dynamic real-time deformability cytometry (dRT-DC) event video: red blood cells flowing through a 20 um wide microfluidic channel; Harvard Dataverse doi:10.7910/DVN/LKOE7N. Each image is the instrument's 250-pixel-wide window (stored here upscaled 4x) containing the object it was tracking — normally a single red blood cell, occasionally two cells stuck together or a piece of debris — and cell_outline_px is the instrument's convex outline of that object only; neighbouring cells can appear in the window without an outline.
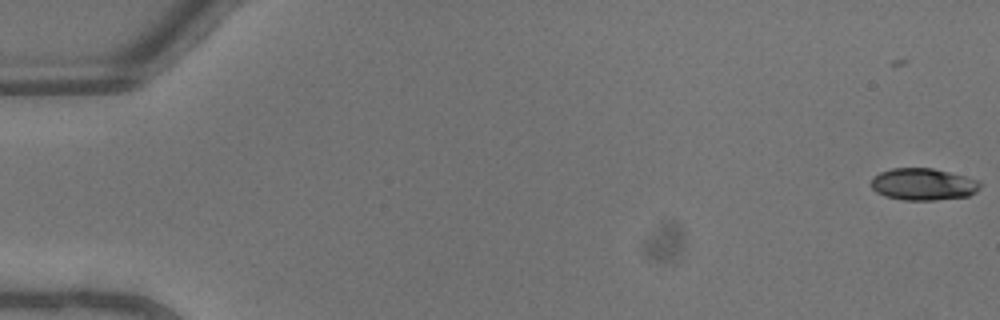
{"species": "common noctule bat (a hibernating species)", "species_latin": "Nyctalus noctula", "temperature_condition": "warm", "stored_images_in_passage": 46, "camera_frame_rate_fps": 3000, "um_per_image_px": 0.085, "animal": {"sex": "male", "body_mass_g": 13.3}, "frame": {"image": 1, "passage_image": 1, "time_ms": 0.0, "image_size_px": [1000, 320], "cell_outline_px": [[980, 188], [976, 192], [968, 196], [936, 200], [904, 200], [884, 196], [876, 192], [872, 188], [872, 176], [880, 172], [892, 168], [932, 168], [980, 180]], "centroid_in_image_um": [78.47, 15.66], "position_along_channel_um": 6.5, "area_um2": 20.35}}
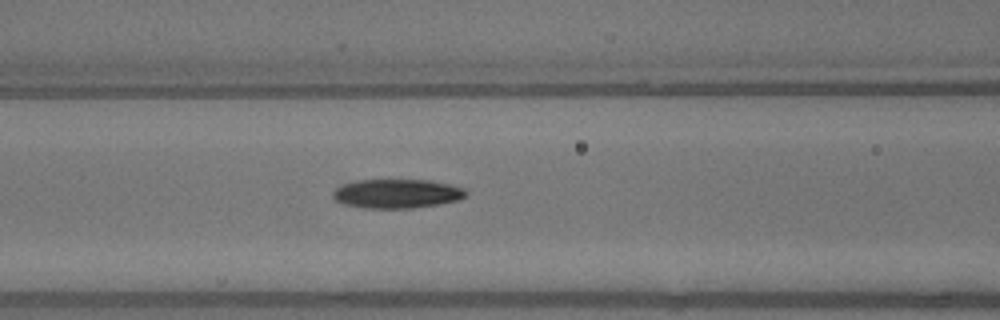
{"frame": {"image": 2, "passage_image": 20, "time_ms": 6.333, "image_size_px": [1000, 320], "cell_outline_px": [[468, 196], [460, 200], [440, 204], [412, 208], [364, 208], [344, 204], [336, 200], [332, 196], [332, 192], [340, 184], [356, 180], [428, 180], [448, 184], [464, 188], [468, 192]], "centroid_in_image_um": [33.75, 16.46], "position_along_channel_um": 132.9, "area_um2": 22.77}}
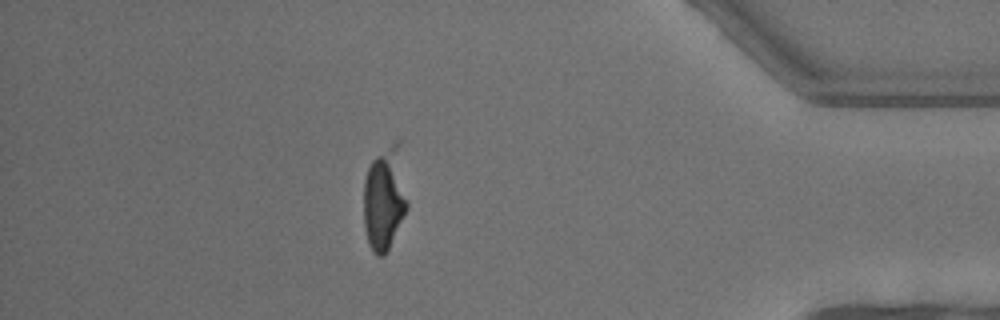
{"frame": {"image": 3, "passage_image": 40, "time_ms": 13.0, "image_size_px": [1000, 320], "cell_outline_px": [[408, 208], [384, 256], [376, 256], [372, 252], [368, 244], [364, 228], [364, 180], [368, 168], [372, 160], [376, 156], [400, 136], [408, 200]], "centroid_in_image_um": [32.71, 16.81], "position_along_channel_um": 402.5, "area_um2": 26.99}, "authors_computed_cell_mechanics": {"area_um2": 22.4553, "velocity_mm_per_s": 4.6632, "shape_relaxation_time_tau1_ms": 3.3965, "shape_relaxation_time_tau2_ms": 5.4041, "deformation_change_tau1": 0.1944, "deformation_change_tau2": 0.1463}}